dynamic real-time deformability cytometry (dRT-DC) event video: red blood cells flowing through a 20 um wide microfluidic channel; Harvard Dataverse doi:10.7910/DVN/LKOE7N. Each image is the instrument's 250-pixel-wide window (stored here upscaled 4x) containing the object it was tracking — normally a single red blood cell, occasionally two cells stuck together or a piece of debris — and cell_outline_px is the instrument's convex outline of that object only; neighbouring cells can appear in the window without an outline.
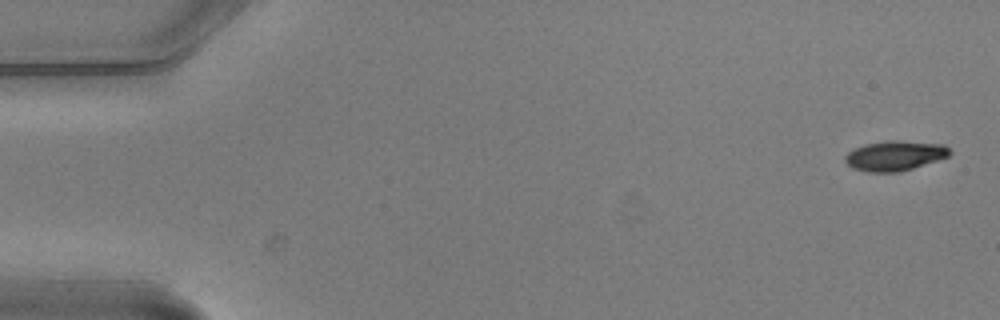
{"species": "common noctule bat (a hibernating species)", "species_latin": "Nyctalus noctula", "temperature_condition": "warm", "stored_images_in_passage": 6, "camera_frame_rate_fps": 3000, "um_per_image_px": 0.085, "animal": {"sex": "male", "body_mass_g": 20.5, "forearm_length_mm": 52.5}, "frame": {"image": 1, "passage_image": 1, "time_ms": 0.0, "image_size_px": [1000, 320], "cell_outline_px": [[952, 152], [948, 156], [912, 168], [896, 172], [868, 172], [852, 168], [844, 160], [844, 156], [848, 152], [864, 144], [888, 140], [896, 140], [944, 144]], "centroid_in_image_um": [76.03, 13.22], "position_along_channel_um": 9.0, "area_um2": 18.09}}
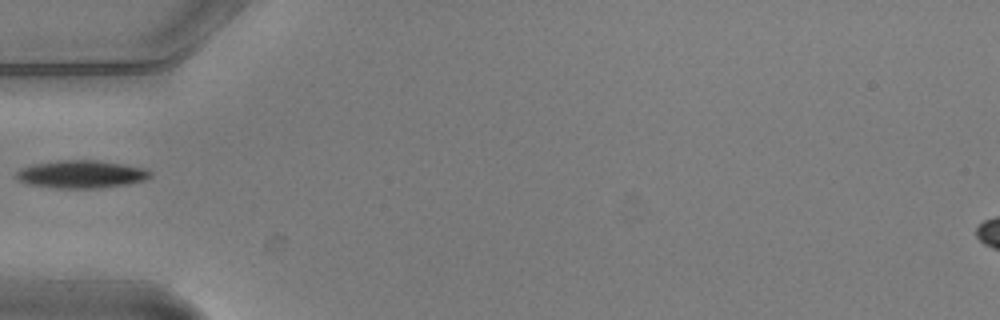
{"frame": {"image": 2, "passage_image": 5, "time_ms": 1.333, "image_size_px": [1000, 320], "cell_outline_px": [[152, 176], [144, 180], [124, 184], [96, 188], [56, 188], [28, 184], [20, 180], [16, 176], [16, 172], [20, 168], [32, 164], [60, 160], [100, 160], [148, 168], [152, 172]], "centroid_in_image_um": [6.93, 14.79], "position_along_channel_um": 78.1, "area_um2": 21.73}}
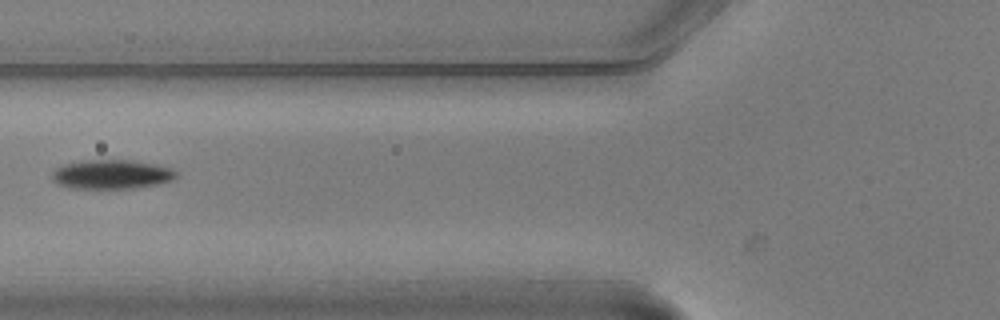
{"frame": {"image": 3, "passage_image": 6, "time_ms": 1.667, "image_size_px": [1000, 320], "cell_outline_px": [[176, 176], [172, 180], [156, 184], [136, 188], [68, 188], [56, 184], [52, 180], [52, 172], [56, 168], [64, 164], [80, 160], [132, 160], [152, 164], [168, 168], [176, 172]], "centroid_in_image_um": [9.4, 14.82], "position_along_channel_um": 116.4, "area_um2": 21.04}}